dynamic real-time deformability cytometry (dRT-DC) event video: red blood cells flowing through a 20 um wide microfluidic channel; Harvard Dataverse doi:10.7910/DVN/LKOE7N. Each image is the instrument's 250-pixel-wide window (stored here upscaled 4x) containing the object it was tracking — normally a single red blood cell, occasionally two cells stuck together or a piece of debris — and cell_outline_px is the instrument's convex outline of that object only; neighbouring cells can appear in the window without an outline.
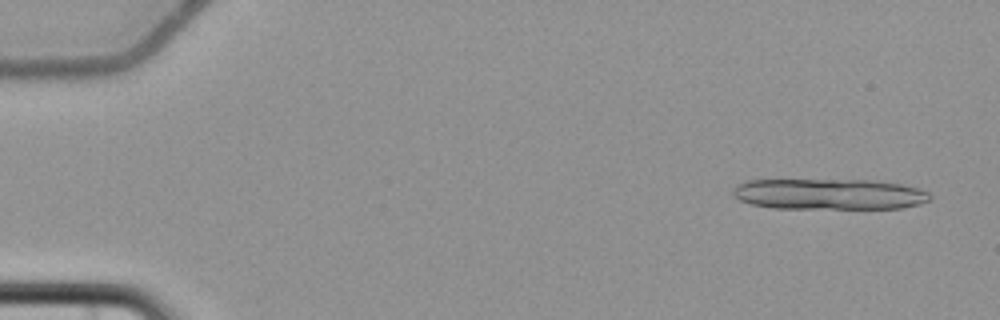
{"species": "common noctule bat (a hibernating species)", "species_latin": "Nyctalus noctula", "temperature_condition": "cold", "stored_images_in_passage": 5, "camera_frame_rate_fps": 3000, "um_per_image_px": 0.085, "animal": {"sex": "female", "body_mass_g": 22.7, "forearm_length_mm": 54.2}, "frame": {"image": 1, "passage_image": 1, "time_ms": 0.0, "image_size_px": [1000, 320], "cell_outline_px": [[932, 196], [928, 200], [920, 204], [904, 208], [772, 208], [752, 204], [740, 200], [732, 196], [732, 188], [736, 184], [748, 180], [868, 180], [900, 184], [916, 188], [928, 192]], "centroid_in_image_um": [70.43, 16.5], "position_along_channel_um": 14.6, "area_um2": 35.43}}